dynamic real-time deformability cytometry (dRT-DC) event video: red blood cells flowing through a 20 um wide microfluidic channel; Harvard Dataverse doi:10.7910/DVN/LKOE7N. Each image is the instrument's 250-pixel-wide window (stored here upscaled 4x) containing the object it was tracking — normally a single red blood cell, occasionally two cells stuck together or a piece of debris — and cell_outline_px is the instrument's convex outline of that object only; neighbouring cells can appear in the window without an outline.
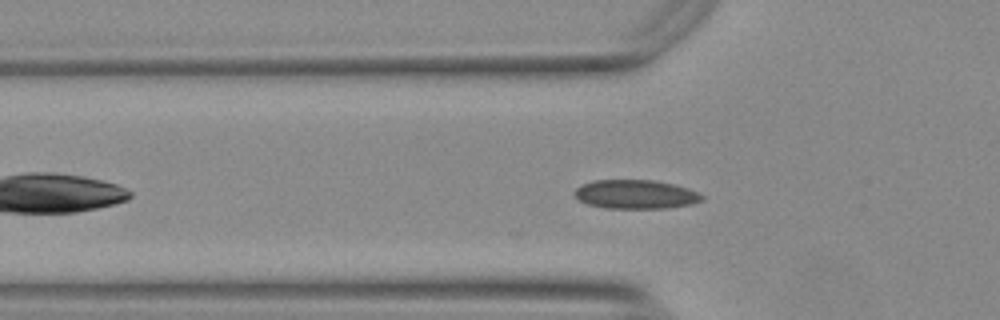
{"species": "Egyptian fruit bat (a non-hibernating species)", "species_latin": "Rousettus aegyptiacus", "temperature_condition": "warm", "stored_images_in_passage": 25, "camera_frame_rate_fps": 3000, "um_per_image_px": 0.085, "animal": {"sex": "female"}, "frame": {"image": 1, "passage_image": 9, "time_ms": 2.667, "image_size_px": [1000, 320], "cell_outline_px": [[704, 200], [692, 204], [668, 208], [604, 208], [588, 204], [580, 200], [572, 192], [576, 188], [592, 180], [652, 180], [672, 184], [688, 188], [704, 196]], "centroid_in_image_um": [54.03, 16.52], "position_along_channel_um": 71.8, "area_um2": 21.44}}
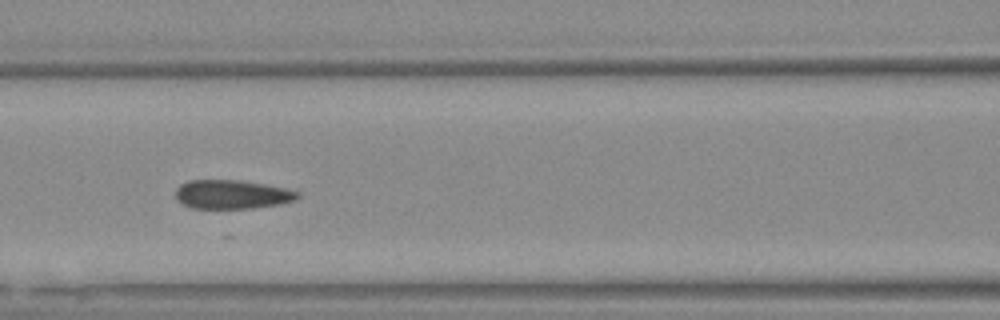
{"frame": {"image": 2, "passage_image": 15, "time_ms": 4.667, "image_size_px": [1000, 320], "cell_outline_px": [[300, 196], [296, 200], [280, 204], [252, 208], [192, 208], [176, 200], [176, 188], [180, 184], [188, 180], [240, 180], [264, 184], [284, 188], [300, 192]], "centroid_in_image_um": [19.72, 16.52], "position_along_channel_um": 146.9, "area_um2": 20.58}}
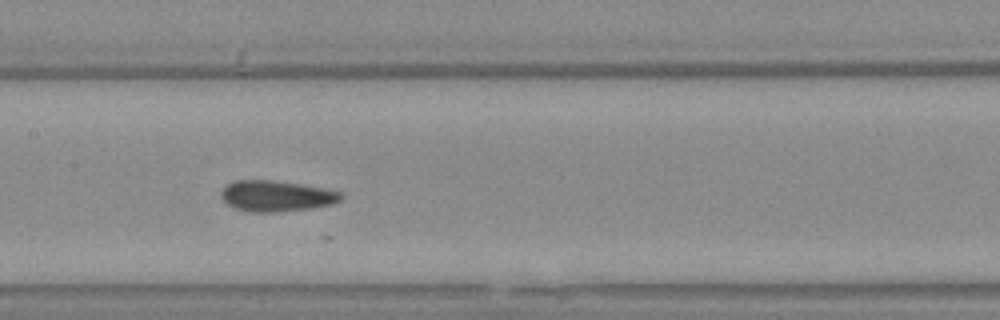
{"frame": {"image": 3, "passage_image": 18, "time_ms": 5.667, "image_size_px": [1000, 320], "cell_outline_px": [[344, 196], [340, 200], [332, 204], [308, 208], [280, 212], [252, 212], [232, 208], [224, 204], [220, 196], [220, 192], [228, 184], [236, 180], [268, 180], [296, 184], [320, 188], [340, 192]], "centroid_in_image_um": [23.4, 16.68], "position_along_channel_um": 184.0, "area_um2": 21.39}}